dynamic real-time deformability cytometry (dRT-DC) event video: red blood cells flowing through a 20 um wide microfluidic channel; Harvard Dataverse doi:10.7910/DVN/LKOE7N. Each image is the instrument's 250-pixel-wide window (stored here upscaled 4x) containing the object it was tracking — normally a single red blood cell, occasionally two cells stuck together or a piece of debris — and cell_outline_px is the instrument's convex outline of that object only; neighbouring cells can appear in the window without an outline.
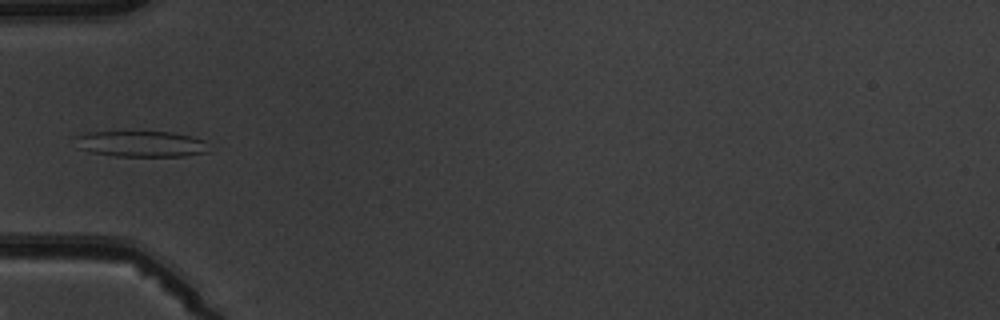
{"species": "common noctule bat (a hibernating species)", "species_latin": "Nyctalus noctula", "temperature_condition": "warm", "stored_images_in_passage": 6, "camera_frame_rate_fps": 3000, "um_per_image_px": 0.085, "animal": {"sex": "male", "body_mass_g": 19.5, "forearm_length_mm": 54.6}, "frame": {"image": 1, "passage_image": 6, "time_ms": 5.667, "image_size_px": [1000, 320], "cell_outline_px": [[208, 152], [184, 156], [112, 156], [88, 152], [76, 148], [76, 136], [88, 132], [172, 132], [192, 136], [204, 140]], "centroid_in_image_um": [11.94, 12.24], "position_along_channel_um": 73.1, "area_um2": 20.29}}